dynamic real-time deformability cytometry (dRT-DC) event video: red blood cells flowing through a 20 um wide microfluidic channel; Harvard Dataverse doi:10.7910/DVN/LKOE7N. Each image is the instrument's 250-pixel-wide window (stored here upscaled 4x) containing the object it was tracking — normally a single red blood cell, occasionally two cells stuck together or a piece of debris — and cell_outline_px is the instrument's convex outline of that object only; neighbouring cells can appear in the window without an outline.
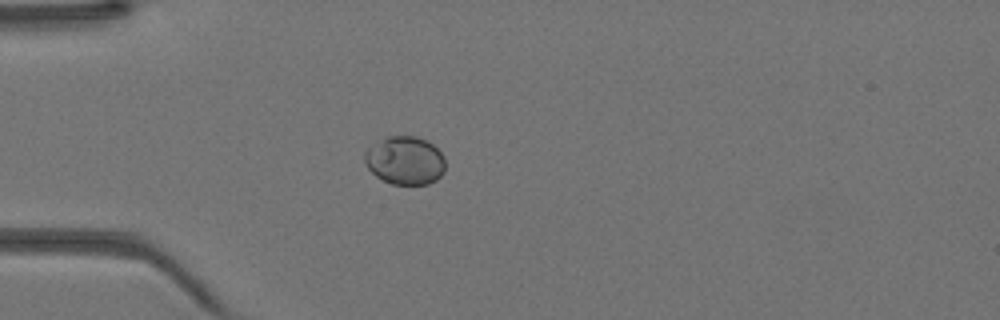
{"species": "Egyptian fruit bat (a non-hibernating species)", "species_latin": "Rousettus aegyptiacus", "temperature_condition": "warm", "stored_images_in_passage": 44, "camera_frame_rate_fps": 3000, "um_per_image_px": 0.085, "animal": {"sex": "female"}, "frame": {"image": 1, "passage_image": 13, "time_ms": 4.0, "image_size_px": [1000, 320], "cell_outline_px": [[444, 172], [436, 180], [428, 184], [392, 184], [376, 176], [368, 168], [364, 160], [364, 152], [368, 148], [380, 140], [388, 136], [416, 136], [428, 140], [444, 156]], "centroid_in_image_um": [34.43, 13.63], "position_along_channel_um": 50.6, "area_um2": 22.66}}
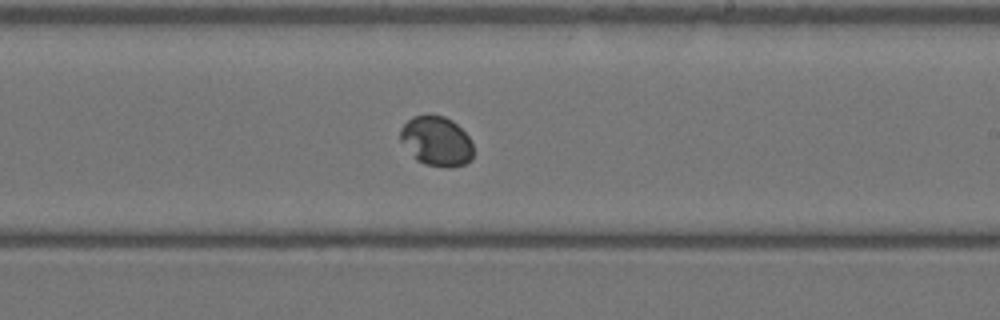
{"frame": {"image": 2, "passage_image": 27, "time_ms": 8.667, "image_size_px": [1000, 320], "cell_outline_px": [[472, 160], [464, 164], [452, 168], [448, 168], [424, 164], [416, 160], [400, 140], [400, 128], [412, 116], [444, 116], [452, 120], [468, 136], [472, 144]], "centroid_in_image_um": [37.1, 12.02], "position_along_channel_um": 251.9, "area_um2": 21.04}}
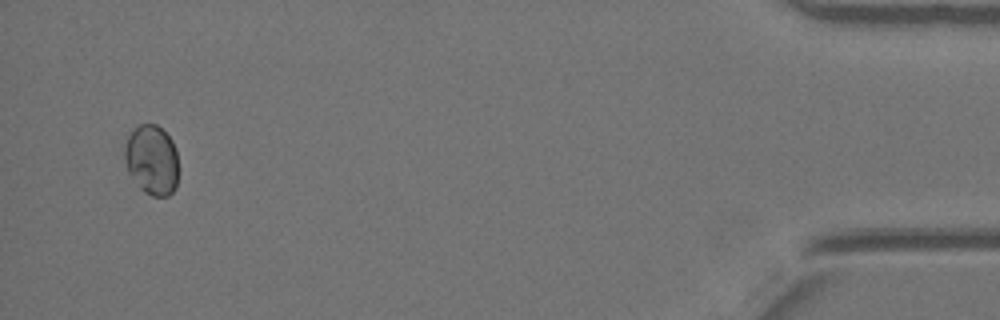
{"frame": {"image": 3, "passage_image": 43, "time_ms": 14.0, "image_size_px": [1000, 320], "cell_outline_px": [[176, 188], [168, 196], [152, 196], [144, 192], [140, 188], [128, 172], [124, 160], [124, 148], [128, 136], [140, 124], [156, 124], [172, 140], [176, 148]], "centroid_in_image_um": [12.88, 13.6], "position_along_channel_um": 422.3, "area_um2": 21.73}}